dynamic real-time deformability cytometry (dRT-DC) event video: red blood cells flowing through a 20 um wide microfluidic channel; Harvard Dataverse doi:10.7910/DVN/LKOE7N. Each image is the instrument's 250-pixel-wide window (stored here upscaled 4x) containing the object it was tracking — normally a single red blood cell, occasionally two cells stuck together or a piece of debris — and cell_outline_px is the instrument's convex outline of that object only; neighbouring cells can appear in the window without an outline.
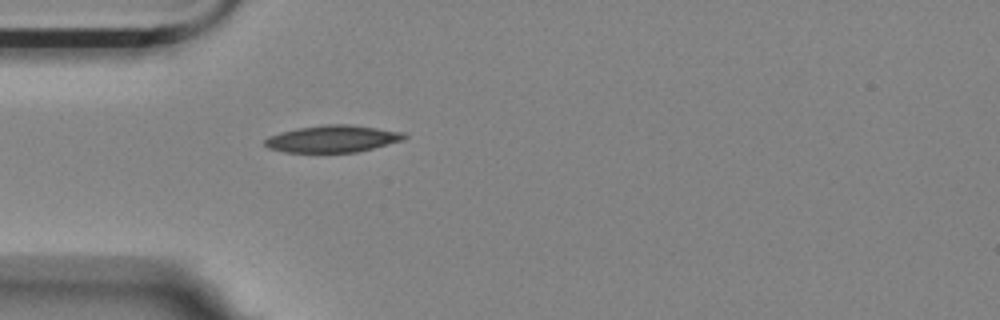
{"species": "Egyptian fruit bat (a non-hibernating species)", "species_latin": "Rousettus aegyptiacus", "temperature_condition": "room temperature", "stored_images_in_passage": 30, "camera_frame_rate_fps": 3000, "um_per_image_px": 0.085, "animal": {"sex": "female"}, "frame": {"image": 1, "passage_image": 1, "time_ms": 0.0, "image_size_px": [1000, 320], "cell_outline_px": [[408, 136], [404, 140], [356, 152], [284, 152], [268, 148], [264, 144], [264, 140], [268, 136], [280, 132], [296, 128], [324, 124], [348, 124], [404, 132]], "centroid_in_image_um": [28.25, 11.79], "position_along_channel_um": 56.8, "area_um2": 21.96}}
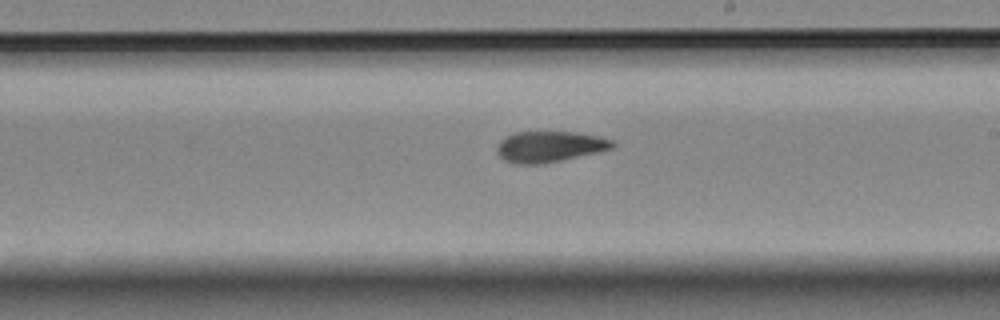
{"frame": {"image": 2, "passage_image": 17, "time_ms": 5.333, "image_size_px": [1000, 320], "cell_outline_px": [[616, 144], [612, 148], [596, 152], [544, 164], [512, 164], [504, 160], [496, 152], [496, 148], [500, 140], [504, 136], [512, 132], [576, 132], [596, 136], [612, 140]], "centroid_in_image_um": [46.64, 12.46], "position_along_channel_um": 242.4, "area_um2": 20.87}}
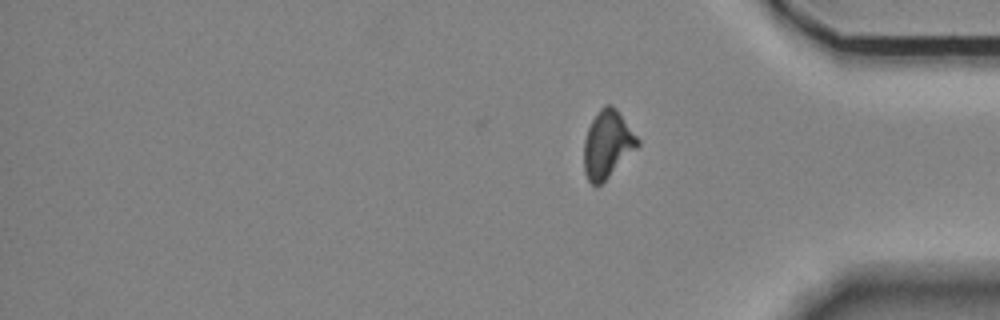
{"frame": {"image": 3, "passage_image": 30, "time_ms": 9.667, "image_size_px": [1000, 320], "cell_outline_px": [[640, 144], [600, 184], [592, 184], [588, 180], [584, 172], [584, 140], [588, 128], [592, 120], [600, 108], [604, 104], [612, 104], [616, 108], [640, 140]], "centroid_in_image_um": [51.62, 12.22], "position_along_channel_um": 383.6, "area_um2": 20.69}, "authors_computed_cell_mechanics": {"area_um2": 21.0681, "velocity_mm_per_s": 3.5393, "shape_relaxation_time_tau1_ms": 8.5516, "shape_relaxation_time_tau2_ms": 3.2662, "deformation_change_tau1": 0.2279, "deformation_change_tau2": 0.102}}